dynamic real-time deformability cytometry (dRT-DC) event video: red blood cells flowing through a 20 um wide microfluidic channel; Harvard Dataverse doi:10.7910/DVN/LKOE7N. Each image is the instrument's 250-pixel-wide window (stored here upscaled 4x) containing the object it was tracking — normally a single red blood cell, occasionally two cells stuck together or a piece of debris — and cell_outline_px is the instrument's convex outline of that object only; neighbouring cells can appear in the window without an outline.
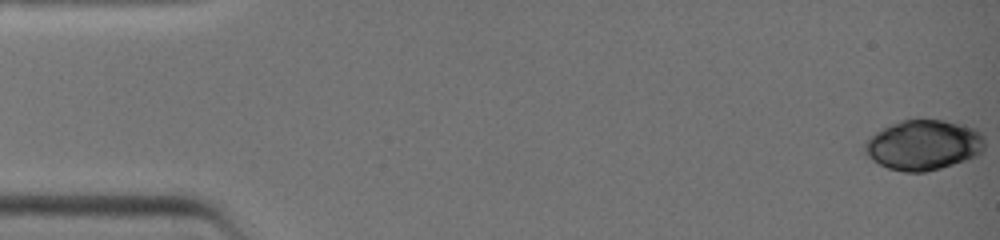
{"species": "common noctule bat (a hibernating species)", "species_latin": "Nyctalus noctula", "temperature_condition": "warm", "stored_images_in_passage": 36, "camera_frame_rate_fps": 3000, "um_per_image_px": 0.085, "animal": {"sex": "female", "body_mass_g": 19.0, "forearm_length_mm": 51.5}, "frame": {"image": 1, "passage_image": 1, "time_ms": 0.0, "image_size_px": [1000, 240], "cell_outline_px": [[984, 148], [976, 156], [940, 168], [924, 172], [904, 172], [888, 168], [872, 160], [864, 152], [864, 144], [880, 128], [900, 120], [920, 116], [944, 120], [976, 128], [984, 136]], "centroid_in_image_um": [78.48, 12.28], "position_along_channel_um": 6.5, "area_um2": 35.6}}
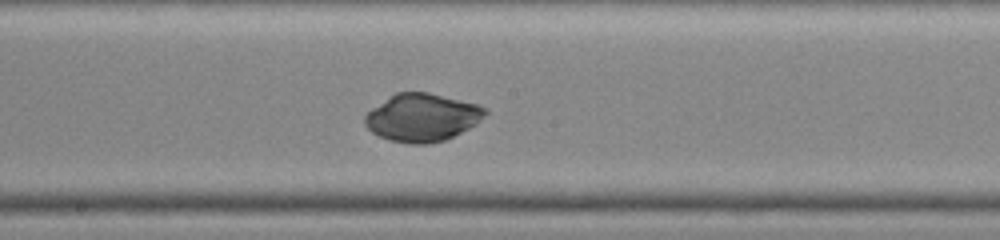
{"frame": {"image": 2, "passage_image": 23, "time_ms": 7.333, "image_size_px": [1000, 240], "cell_outline_px": [[488, 112], [476, 124], [444, 140], [428, 144], [412, 144], [388, 140], [372, 132], [364, 124], [364, 116], [372, 108], [396, 92], [428, 92], [480, 104]], "centroid_in_image_um": [35.87, 9.98], "position_along_channel_um": 212.3, "area_um2": 33.41}}
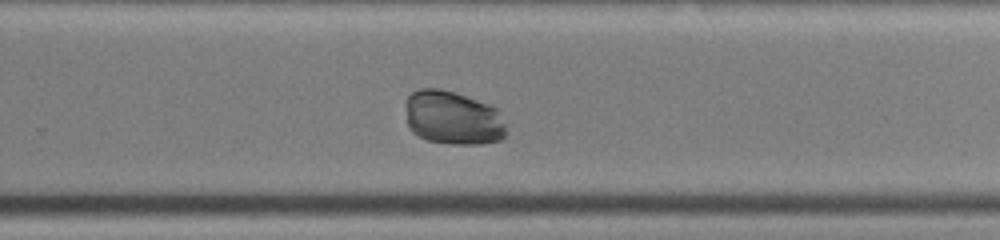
{"frame": {"image": 3, "passage_image": 28, "time_ms": 9.0, "image_size_px": [1000, 240], "cell_outline_px": [[504, 136], [500, 140], [480, 144], [452, 144], [428, 140], [412, 132], [408, 128], [404, 104], [408, 96], [412, 92], [420, 88], [436, 88], [452, 92], [492, 104], [500, 108], [504, 124]], "centroid_in_image_um": [38.48, 10.0], "position_along_channel_um": 291.3, "area_um2": 31.91}}